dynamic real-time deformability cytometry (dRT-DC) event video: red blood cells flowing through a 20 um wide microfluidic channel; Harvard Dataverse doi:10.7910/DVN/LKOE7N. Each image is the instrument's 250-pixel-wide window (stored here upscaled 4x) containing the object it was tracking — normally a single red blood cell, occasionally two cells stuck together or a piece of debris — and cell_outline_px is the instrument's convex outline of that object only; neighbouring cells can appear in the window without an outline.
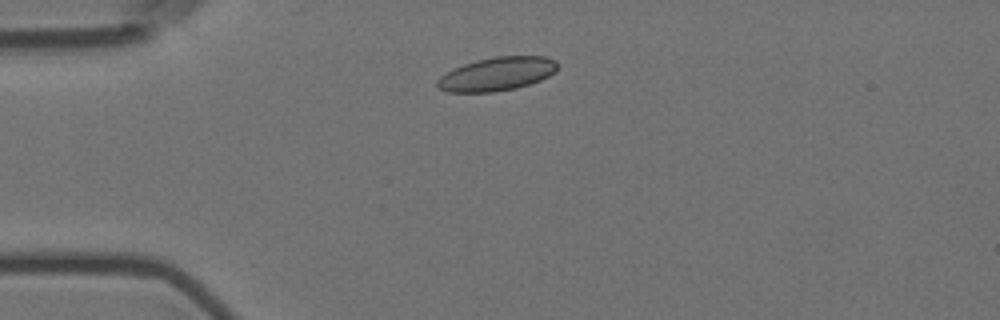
{"species": "Egyptian fruit bat (a non-hibernating species)", "species_latin": "Rousettus aegyptiacus", "temperature_condition": "room temperature", "stored_images_in_passage": 39, "camera_frame_rate_fps": 3000, "um_per_image_px": 0.085, "animal": {"sex": "female"}, "frame": {"image": 1, "passage_image": 1, "time_ms": 0.0, "image_size_px": [1000, 320], "cell_outline_px": [[556, 72], [540, 80], [516, 88], [492, 92], [448, 92], [436, 88], [436, 80], [440, 76], [464, 64], [476, 60], [496, 56], [548, 56], [556, 60]], "centroid_in_image_um": [42.23, 6.29], "position_along_channel_um": 42.8, "area_um2": 23.47}}
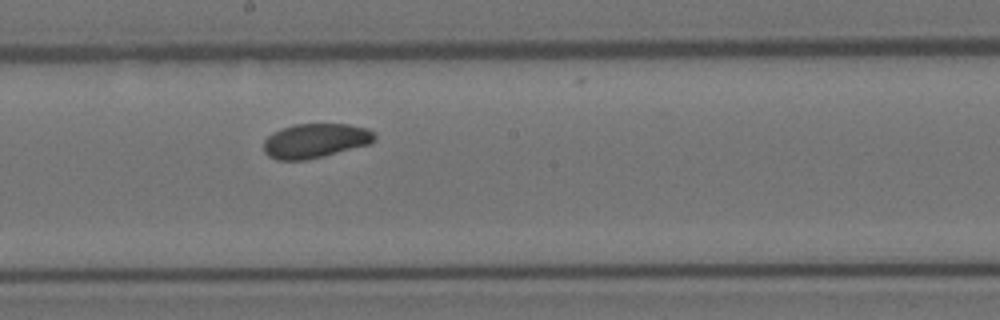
{"frame": {"image": 2, "passage_image": 18, "time_ms": 5.667, "image_size_px": [1000, 320], "cell_outline_px": [[376, 140], [368, 144], [304, 160], [276, 160], [268, 156], [264, 152], [264, 140], [272, 132], [296, 124], [348, 124], [368, 128], [376, 132]], "centroid_in_image_um": [26.8, 11.95], "position_along_channel_um": 221.4, "area_um2": 22.08}}
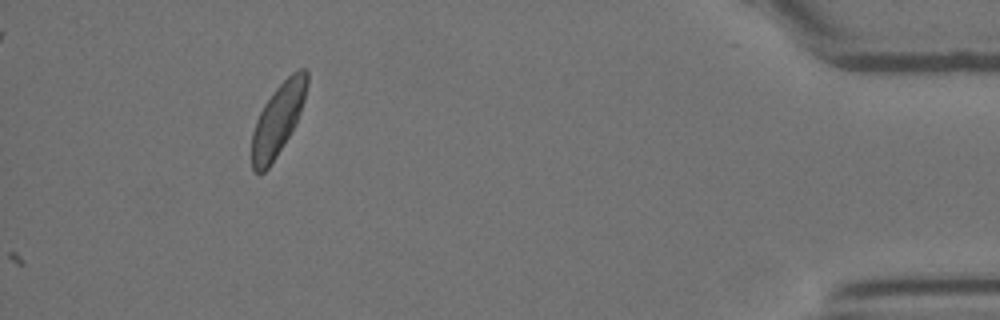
{"frame": {"image": 3, "passage_image": 39, "time_ms": 12.667, "image_size_px": [1000, 320], "cell_outline_px": [[308, 84], [304, 100], [300, 112], [288, 136], [276, 156], [268, 168], [264, 172], [256, 172], [252, 168], [252, 132], [256, 120], [264, 104], [272, 92], [292, 72], [300, 68], [304, 68], [308, 72]], "centroid_in_image_um": [23.62, 10.12], "position_along_channel_um": 411.6, "area_um2": 22.6}, "authors_computed_cell_mechanics": {"area_um2": 22.6576, "velocity_mm_per_s": 3.5801, "shape_relaxation_time_tau1_ms": 2.6268, "shape_relaxation_time_tau2_ms": 9.7104, "deformation_change_tau1": 0.0955, "deformation_change_tau2": 0.1161}}